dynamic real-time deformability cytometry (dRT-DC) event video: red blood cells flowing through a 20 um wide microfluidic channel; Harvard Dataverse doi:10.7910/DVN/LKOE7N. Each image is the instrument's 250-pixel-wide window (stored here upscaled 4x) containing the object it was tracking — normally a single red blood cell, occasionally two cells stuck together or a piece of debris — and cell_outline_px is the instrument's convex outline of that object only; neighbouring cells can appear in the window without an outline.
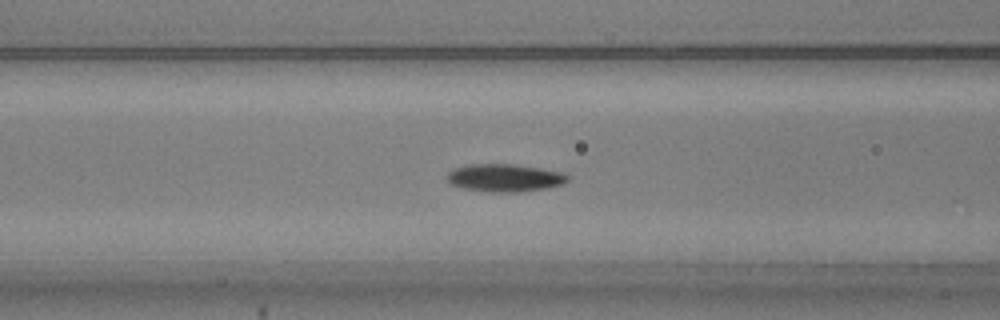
{"species": "common noctule bat (a hibernating species)", "species_latin": "Nyctalus noctula", "temperature_condition": "warm", "stored_images_in_passage": 49, "camera_frame_rate_fps": 3000, "um_per_image_px": 0.085, "animal": {"sex": "male", "body_mass_g": 20.5, "forearm_length_mm": 52.5}, "frame": {"image": 1, "passage_image": 16, "time_ms": 5.0, "image_size_px": [1000, 320], "cell_outline_px": [[568, 180], [560, 184], [544, 188], [516, 192], [488, 192], [464, 188], [452, 184], [444, 176], [452, 168], [468, 164], [516, 164], [540, 168], [560, 172], [568, 176]], "centroid_in_image_um": [42.82, 15.1], "position_along_channel_um": 123.8, "area_um2": 19.36}}
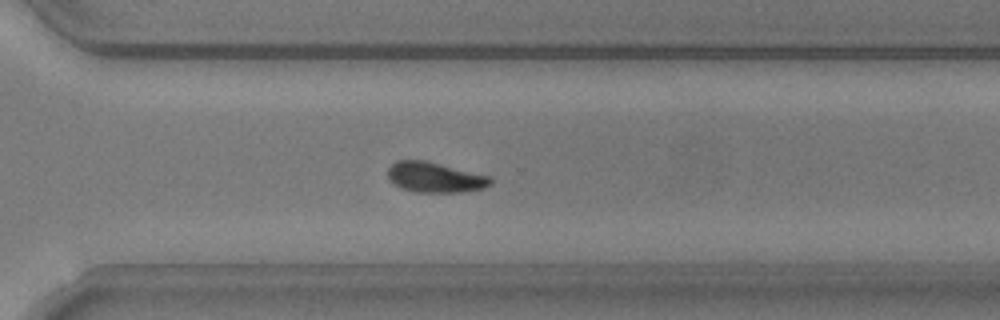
{"frame": {"image": 2, "passage_image": 33, "time_ms": 10.667, "image_size_px": [1000, 320], "cell_outline_px": [[492, 184], [484, 188], [460, 192], [416, 192], [400, 188], [388, 176], [388, 168], [396, 160], [424, 160], [492, 176]], "centroid_in_image_um": [37.0, 15.07], "position_along_channel_um": 333.6, "area_um2": 18.09}}
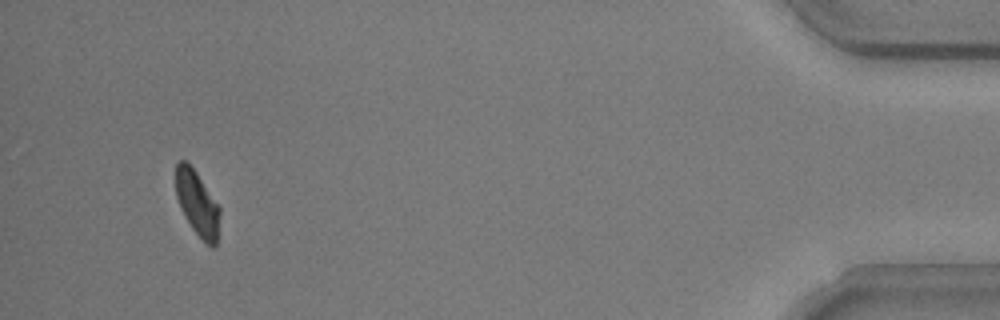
{"frame": {"image": 3, "passage_image": 46, "time_ms": 15.0, "image_size_px": [1000, 320], "cell_outline_px": [[220, 212], [216, 248], [212, 248], [192, 228], [180, 208], [176, 196], [176, 164], [180, 160], [184, 160], [196, 172], [220, 208]], "centroid_in_image_um": [16.77, 17.3], "position_along_channel_um": 418.4, "area_um2": 16.3}, "authors_computed_cell_mechanics": {"area_um2": 18.2648, "velocity_mm_per_s": 3.7114, "shape_relaxation_time_tau1_ms": 2.4737, "shape_relaxation_time_tau2_ms": 10.8152, "deformation_change_tau1": 0.1161, "deformation_change_tau2": 0.1479}}